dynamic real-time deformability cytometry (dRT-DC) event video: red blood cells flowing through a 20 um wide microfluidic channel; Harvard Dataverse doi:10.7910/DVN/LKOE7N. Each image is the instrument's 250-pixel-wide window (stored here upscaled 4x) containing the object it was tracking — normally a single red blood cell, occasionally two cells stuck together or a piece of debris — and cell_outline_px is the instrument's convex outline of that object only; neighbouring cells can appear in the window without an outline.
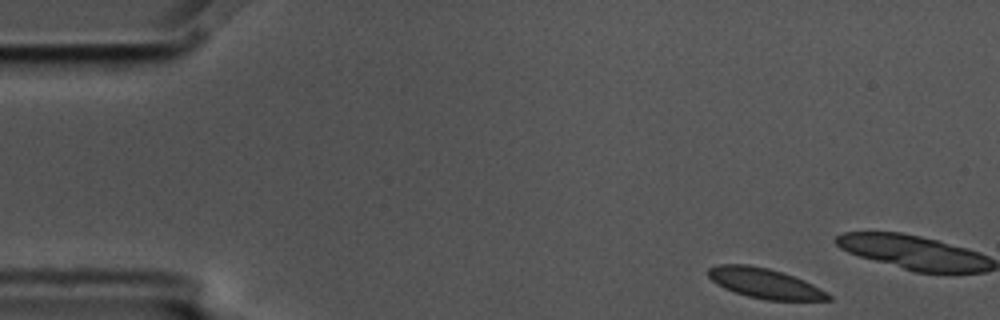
{"species": "common noctule bat (a hibernating species)", "species_latin": "Nyctalus noctula", "temperature_condition": "cold", "stored_images_in_passage": 4, "camera_frame_rate_fps": 3000, "um_per_image_px": 0.085, "animal": {"sex": "male", "body_mass_g": 17.5, "forearm_length_mm": 52.3}, "frame": {"image": 1, "passage_image": 1, "time_ms": 0.0, "image_size_px": [1000, 320], "cell_outline_px": [[832, 300], [768, 300], [748, 296], [724, 288], [716, 284], [708, 276], [708, 268], [720, 264], [748, 264], [768, 268], [784, 272], [804, 280], [828, 292], [832, 296]], "centroid_in_image_um": [65.03, 24.07], "position_along_channel_um": 20.0, "area_um2": 21.04}}